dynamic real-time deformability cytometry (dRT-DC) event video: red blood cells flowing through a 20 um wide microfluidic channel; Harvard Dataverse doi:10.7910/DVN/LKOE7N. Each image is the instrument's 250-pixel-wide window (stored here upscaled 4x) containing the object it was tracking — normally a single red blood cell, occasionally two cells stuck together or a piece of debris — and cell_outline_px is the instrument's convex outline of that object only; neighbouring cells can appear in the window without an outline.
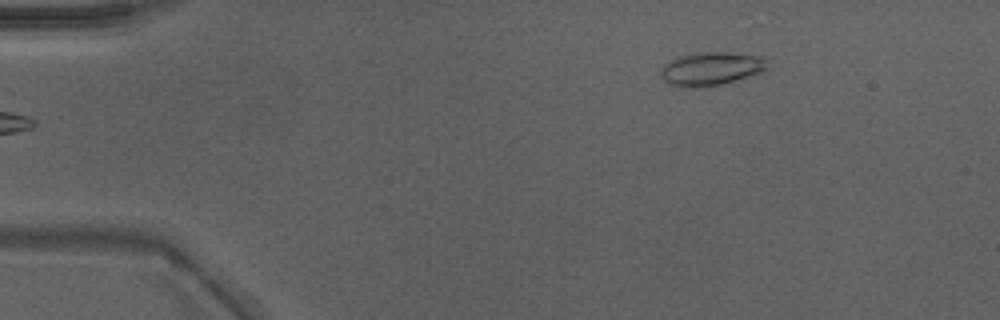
{"species": "Egyptian fruit bat (a non-hibernating species)", "species_latin": "Rousettus aegyptiacus", "temperature_condition": "warm", "stored_images_in_passage": 13, "camera_frame_rate_fps": 3000, "um_per_image_px": 0.085, "animal": {"sex": "male"}, "frame": {"image": 1, "passage_image": 1, "time_ms": 0.0, "image_size_px": [1000, 320], "cell_outline_px": [[768, 68], [760, 72], [748, 76], [720, 84], [696, 88], [680, 88], [668, 84], [660, 76], [660, 68], [664, 64], [680, 56], [692, 52], [732, 52], [760, 56], [768, 60]], "centroid_in_image_um": [60.4, 5.84], "position_along_channel_um": 24.6, "area_um2": 20.98}}